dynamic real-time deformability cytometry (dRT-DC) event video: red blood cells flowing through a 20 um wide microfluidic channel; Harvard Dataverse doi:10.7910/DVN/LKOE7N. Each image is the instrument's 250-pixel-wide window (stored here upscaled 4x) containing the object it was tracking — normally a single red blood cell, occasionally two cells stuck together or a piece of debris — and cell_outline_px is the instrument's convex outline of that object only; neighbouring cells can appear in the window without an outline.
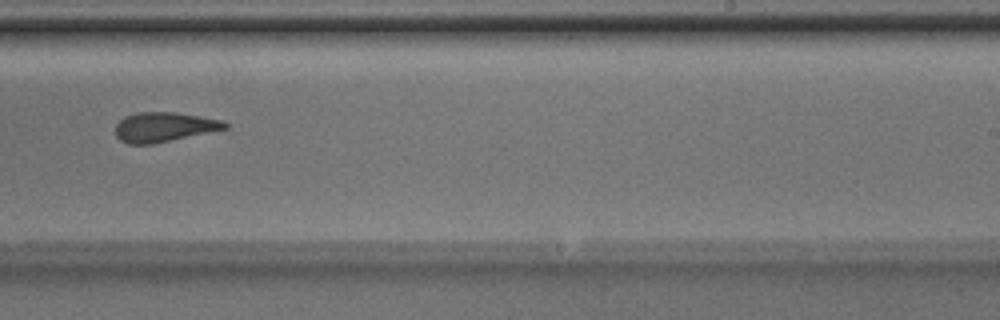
{"species": "Egyptian fruit bat (a non-hibernating species)", "species_latin": "Rousettus aegyptiacus", "temperature_condition": "room temperature", "stored_images_in_passage": 33, "camera_frame_rate_fps": 3000, "um_per_image_px": 0.085, "animal": {"sex": "male"}, "frame": {"image": 1, "passage_image": 15, "time_ms": 4.667, "image_size_px": [1000, 320], "cell_outline_px": [[228, 128], [152, 144], [128, 144], [120, 140], [116, 136], [116, 124], [124, 116], [136, 112], [176, 112], [224, 120], [228, 124]], "centroid_in_image_um": [13.93, 10.78], "position_along_channel_um": 275.1, "area_um2": 18.9}}
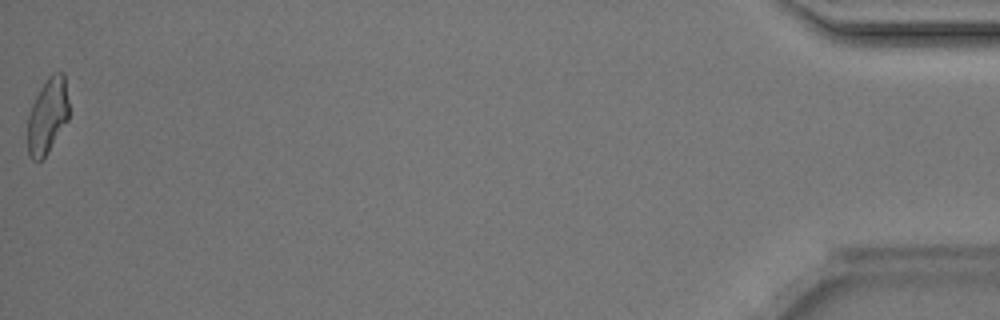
{"frame": {"image": 2, "passage_image": 33, "time_ms": 10.667, "image_size_px": [1000, 320], "cell_outline_px": [[68, 120], [48, 152], [40, 160], [32, 160], [28, 156], [28, 116], [32, 104], [40, 88], [48, 76], [52, 72], [64, 72], [68, 100]], "centroid_in_image_um": [4.04, 9.83], "position_along_channel_um": 431.2, "area_um2": 18.15}}